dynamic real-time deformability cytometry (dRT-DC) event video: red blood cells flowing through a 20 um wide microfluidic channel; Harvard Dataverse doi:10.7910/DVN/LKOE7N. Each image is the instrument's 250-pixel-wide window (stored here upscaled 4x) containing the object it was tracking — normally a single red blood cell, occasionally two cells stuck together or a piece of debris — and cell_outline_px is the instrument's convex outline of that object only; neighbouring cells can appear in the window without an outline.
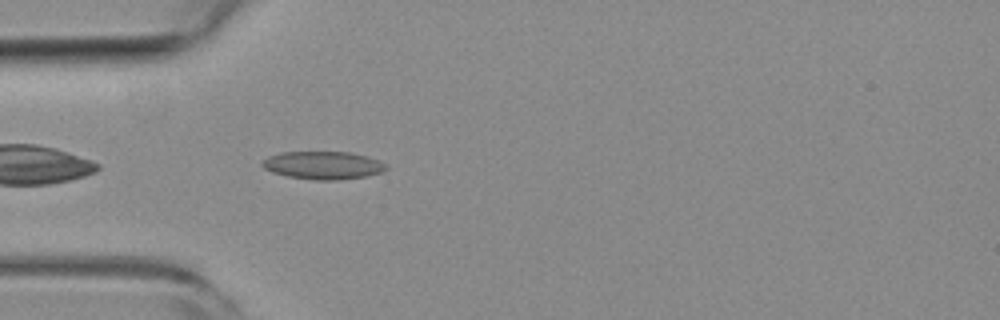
{"species": "common noctule bat (a hibernating species)", "species_latin": "Nyctalus noctula", "temperature_condition": "room temperature", "stored_images_in_passage": 40, "camera_frame_rate_fps": 3000, "um_per_image_px": 0.085, "animal": {"sex": "female", "body_mass_g": 19.3, "forearm_length_mm": 54.1}, "frame": {"image": 1, "passage_image": 2, "time_ms": 0.333, "image_size_px": [1000, 320], "cell_outline_px": [[388, 168], [384, 172], [364, 176], [336, 180], [312, 180], [288, 176], [272, 172], [264, 168], [260, 164], [268, 156], [280, 152], [352, 152], [368, 156], [388, 164]], "centroid_in_image_um": [27.49, 14.04], "position_along_channel_um": 57.5, "area_um2": 20.29}}
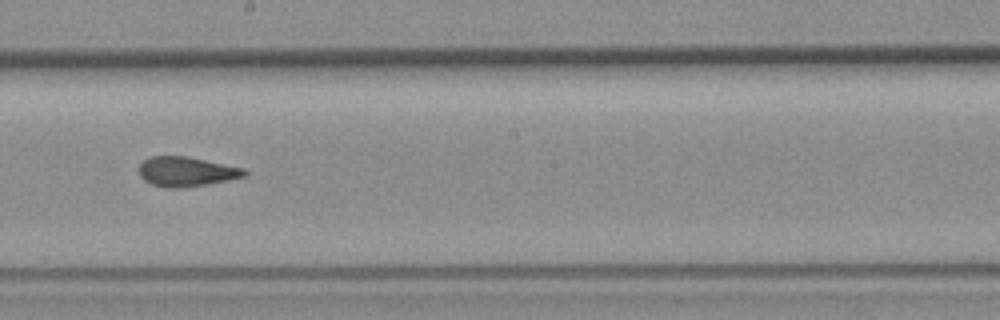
{"frame": {"image": 2, "passage_image": 16, "time_ms": 5.0, "image_size_px": [1000, 320], "cell_outline_px": [[248, 176], [208, 184], [180, 188], [168, 188], [152, 184], [144, 180], [140, 176], [140, 164], [144, 160], [152, 156], [184, 156], [244, 168], [248, 172]], "centroid_in_image_um": [15.86, 14.6], "position_along_channel_um": 232.3, "area_um2": 18.09}}
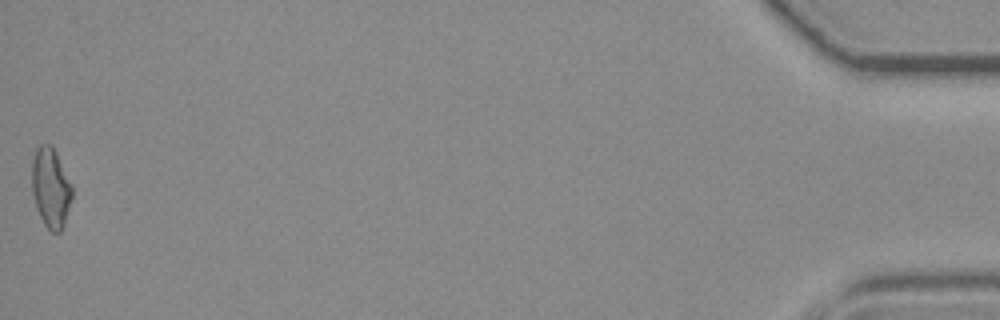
{"frame": {"image": 3, "passage_image": 40, "time_ms": 13.0, "image_size_px": [1000, 320], "cell_outline_px": [[72, 196], [64, 224], [60, 232], [52, 232], [44, 224], [36, 208], [32, 192], [32, 160], [36, 148], [40, 144], [52, 144], [72, 184]], "centroid_in_image_um": [4.31, 15.93], "position_along_channel_um": 430.9, "area_um2": 18.73}, "authors_computed_cell_mechanics": {"area_um2": 18.1781, "velocity_mm_per_s": 3.8073, "shape_relaxation_time_tau1_ms": null, "shape_relaxation_time_tau2_ms": 1.7433, "deformation_change_tau1": null, "deformation_change_tau2": 0.0794}}